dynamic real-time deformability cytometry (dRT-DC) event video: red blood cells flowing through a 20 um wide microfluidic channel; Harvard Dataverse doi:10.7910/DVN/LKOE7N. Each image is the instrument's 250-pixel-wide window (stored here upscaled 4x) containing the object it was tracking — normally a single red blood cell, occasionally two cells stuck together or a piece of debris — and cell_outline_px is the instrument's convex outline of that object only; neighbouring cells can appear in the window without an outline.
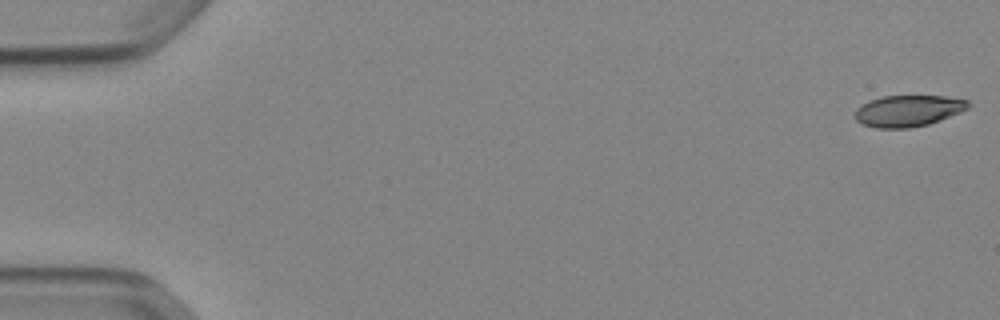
{"species": "Egyptian fruit bat (a non-hibernating species)", "species_latin": "Rousettus aegyptiacus", "temperature_condition": "cold", "stored_images_in_passage": 53, "camera_frame_rate_fps": 3000, "um_per_image_px": 0.085, "animal": {"sex": "female"}, "frame": {"image": 1, "passage_image": 1, "time_ms": 0.0, "image_size_px": [1000, 320], "cell_outline_px": [[972, 104], [968, 108], [960, 112], [940, 120], [928, 124], [908, 128], [876, 128], [860, 124], [856, 120], [856, 108], [868, 100], [884, 96], [944, 96], [968, 100]], "centroid_in_image_um": [77.18, 9.42], "position_along_channel_um": 7.8, "area_um2": 20.75}}
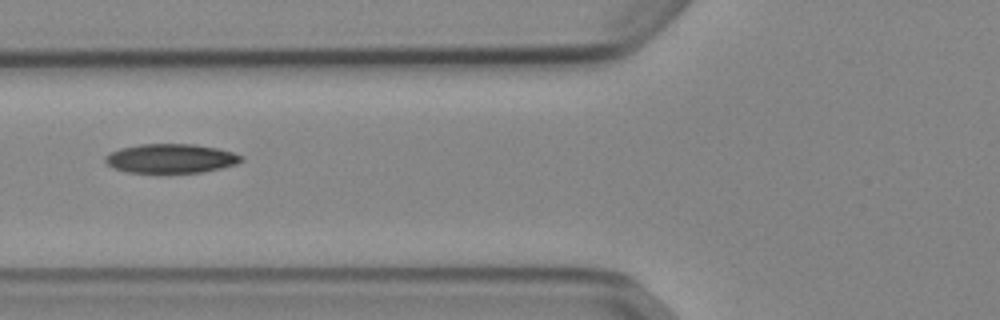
{"frame": {"image": 2, "passage_image": 21, "time_ms": 6.667, "image_size_px": [1000, 320], "cell_outline_px": [[244, 160], [236, 164], [204, 172], [160, 176], [128, 172], [116, 168], [108, 164], [104, 160], [104, 156], [120, 148], [140, 144], [192, 144], [216, 148], [232, 152], [244, 156]], "centroid_in_image_um": [14.52, 13.52], "position_along_channel_um": 111.3, "area_um2": 23.99}}
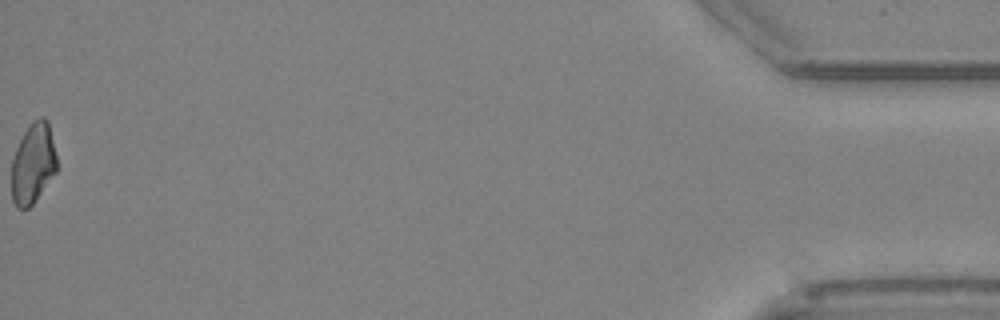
{"frame": {"image": 3, "passage_image": 53, "time_ms": 17.333, "image_size_px": [1000, 320], "cell_outline_px": [[56, 172], [32, 204], [28, 208], [16, 208], [12, 200], [12, 160], [16, 148], [24, 132], [32, 120], [40, 116], [44, 116], [48, 120], [56, 156]], "centroid_in_image_um": [2.8, 13.86], "position_along_channel_um": 432.4, "area_um2": 21.1}, "authors_computed_cell_mechanics": {"area_um2": 22.1374, "velocity_mm_per_s": 3.8978, "shape_relaxation_time_tau1_ms": 6.2002, "shape_relaxation_time_tau2_ms": 9.4093, "deformation_change_tau1": 0.1435, "deformation_change_tau2": 0.1733}}